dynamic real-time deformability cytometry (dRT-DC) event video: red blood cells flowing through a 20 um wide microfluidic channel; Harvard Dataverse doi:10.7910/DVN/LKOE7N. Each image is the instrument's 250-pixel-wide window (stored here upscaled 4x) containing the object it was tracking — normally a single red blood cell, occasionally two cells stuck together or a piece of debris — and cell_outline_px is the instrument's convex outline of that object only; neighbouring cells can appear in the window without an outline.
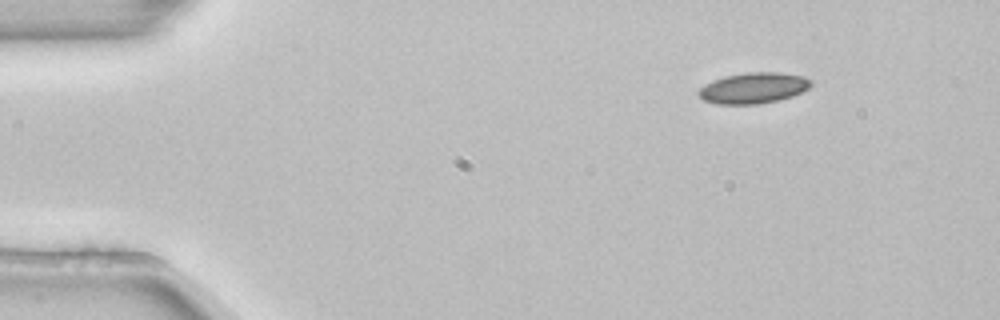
{"species": "common noctule bat (a hibernating species)", "species_latin": "Nyctalus noctula", "temperature_condition": "room temperature", "stored_images_in_passage": 3, "camera_frame_rate_fps": 3000, "um_per_image_px": 0.085, "animal": {"sex": "female", "body_mass_g": 22.7, "forearm_length_mm": 54.2}, "frame": {"image": 1, "passage_image": 1, "time_ms": 0.0, "image_size_px": [1000, 320], "cell_outline_px": [[812, 84], [808, 88], [792, 96], [776, 100], [756, 104], [716, 104], [704, 100], [696, 92], [704, 84], [712, 80], [724, 76], [748, 72], [780, 72], [804, 76], [812, 80]], "centroid_in_image_um": [64.02, 7.47], "position_along_channel_um": 21.0, "area_um2": 20.23}}
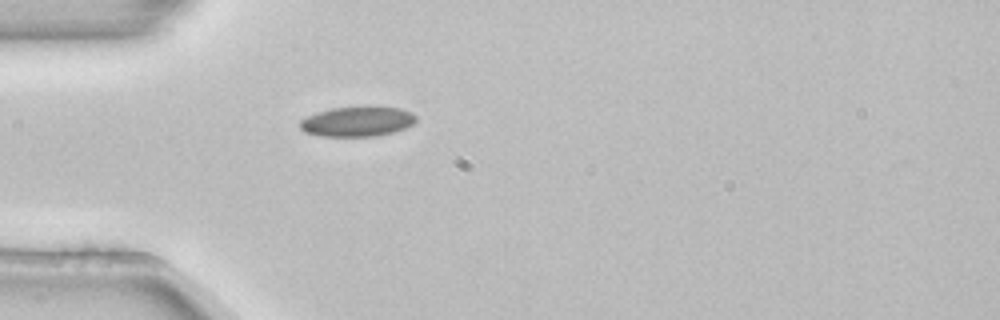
{"frame": {"image": 2, "passage_image": 3, "time_ms": 0.667, "image_size_px": [1000, 320], "cell_outline_px": [[416, 120], [412, 124], [404, 128], [392, 132], [376, 136], [320, 136], [304, 132], [300, 128], [300, 120], [308, 116], [332, 108], [368, 104], [400, 108], [412, 112], [416, 116]], "centroid_in_image_um": [30.4, 10.29], "position_along_channel_um": 54.6, "area_um2": 20.69}}